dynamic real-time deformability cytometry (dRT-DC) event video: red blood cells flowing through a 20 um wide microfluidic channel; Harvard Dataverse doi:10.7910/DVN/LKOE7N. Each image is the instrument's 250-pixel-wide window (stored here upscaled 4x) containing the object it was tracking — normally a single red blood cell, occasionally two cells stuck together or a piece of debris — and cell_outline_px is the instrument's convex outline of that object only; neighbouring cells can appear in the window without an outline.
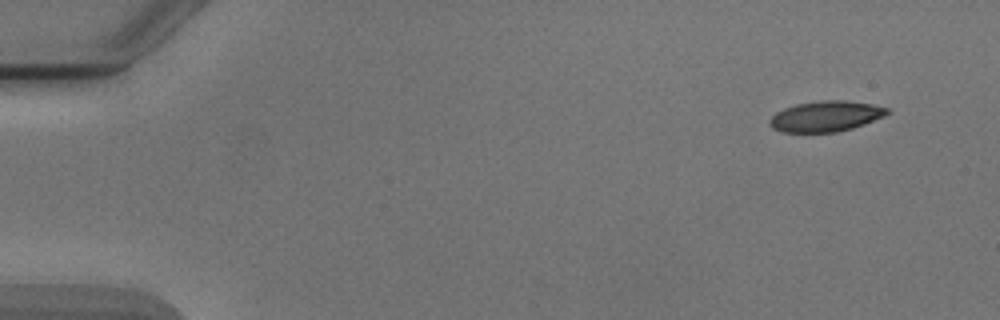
{"species": "Egyptian fruit bat (a non-hibernating species)", "species_latin": "Rousettus aegyptiacus", "temperature_condition": "cold", "stored_images_in_passage": 5, "camera_frame_rate_fps": 3000, "um_per_image_px": 0.085, "animal": {"sex": "male"}, "frame": {"image": 1, "passage_image": 1, "time_ms": 0.0, "image_size_px": [1000, 320], "cell_outline_px": [[892, 112], [884, 116], [864, 124], [852, 128], [836, 132], [780, 132], [772, 128], [768, 124], [768, 120], [776, 112], [784, 108], [796, 104], [820, 100], [844, 100], [872, 104], [888, 108]], "centroid_in_image_um": [70.17, 9.88], "position_along_channel_um": 14.8, "area_um2": 21.1}}
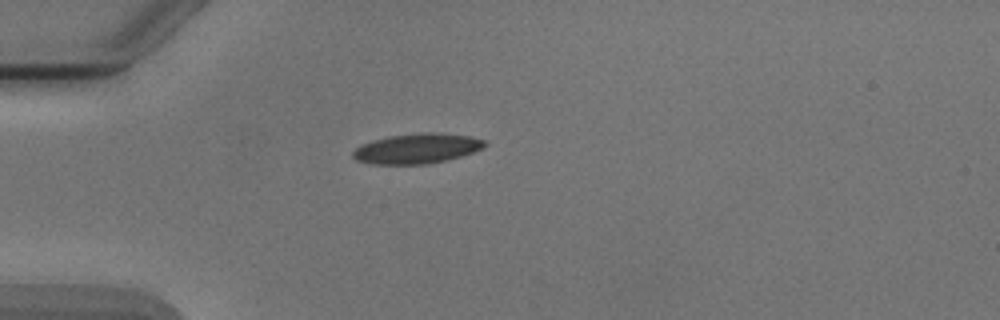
{"frame": {"image": 2, "passage_image": 4, "time_ms": 3.667, "image_size_px": [1000, 320], "cell_outline_px": [[488, 144], [472, 152], [460, 156], [444, 160], [424, 164], [372, 164], [356, 160], [352, 156], [352, 152], [360, 144], [372, 140], [388, 136], [424, 132], [436, 132], [472, 136], [484, 140]], "centroid_in_image_um": [35.4, 12.61], "position_along_channel_um": 49.6, "area_um2": 23.0}}